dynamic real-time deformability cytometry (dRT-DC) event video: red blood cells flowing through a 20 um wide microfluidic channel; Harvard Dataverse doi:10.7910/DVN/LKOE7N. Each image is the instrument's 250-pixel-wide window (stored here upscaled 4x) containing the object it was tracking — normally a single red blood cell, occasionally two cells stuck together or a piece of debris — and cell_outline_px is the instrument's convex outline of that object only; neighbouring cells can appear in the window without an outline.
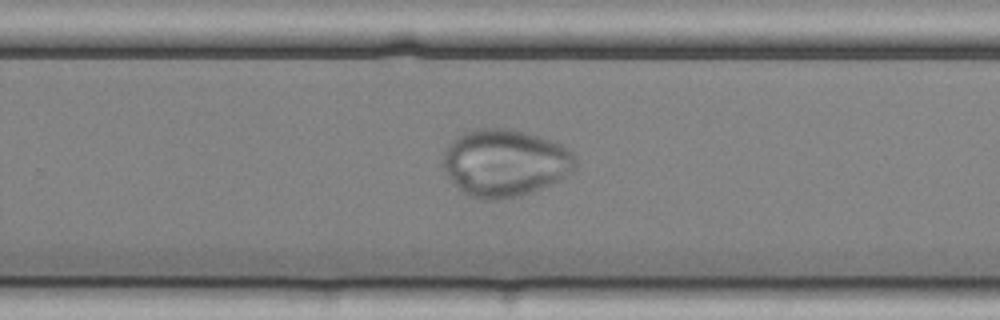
{"species": "common noctule bat (a hibernating species)", "species_latin": "Nyctalus noctula", "temperature_condition": "cold", "stored_images_in_passage": 45, "camera_frame_rate_fps": 3000, "um_per_image_px": 0.085, "animal": {"sex": "female", "body_mass_g": 25.1}, "frame": {"image": 1, "passage_image": 26, "time_ms": 8.333, "image_size_px": [1000, 320], "cell_outline_px": [[576, 168], [572, 172], [560, 180], [520, 196], [500, 200], [484, 200], [468, 196], [448, 176], [444, 168], [444, 152], [448, 144], [464, 132], [476, 128], [508, 128], [524, 132], [560, 144], [568, 148], [572, 152], [576, 160]], "centroid_in_image_um": [42.93, 13.85], "position_along_channel_um": 286.9, "area_um2": 51.67}}